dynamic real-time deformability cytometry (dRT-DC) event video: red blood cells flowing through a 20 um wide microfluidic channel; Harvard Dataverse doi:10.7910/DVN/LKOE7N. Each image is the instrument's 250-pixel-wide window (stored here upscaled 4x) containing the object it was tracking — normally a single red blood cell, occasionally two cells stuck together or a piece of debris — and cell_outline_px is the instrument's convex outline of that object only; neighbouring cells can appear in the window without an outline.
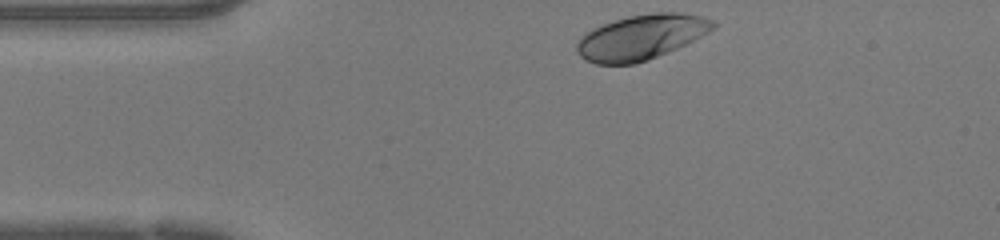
{"species": "human", "species_latin": "Homo sapiens", "temperature_condition": "warm", "stored_images_in_passage": 32, "camera_frame_rate_fps": 3000, "um_per_image_px": 0.085, "donor": {"sex": "female"}, "frame": {"image": 1, "passage_image": 1, "time_ms": 0.0, "image_size_px": [1000, 240], "cell_outline_px": [[716, 24], [708, 32], [676, 48], [648, 60], [636, 64], [596, 64], [580, 56], [576, 52], [576, 44], [580, 36], [592, 28], [628, 16], [652, 12], [680, 12], [700, 16], [716, 20]], "centroid_in_image_um": [54.47, 3.15], "position_along_channel_um": 30.5, "area_um2": 35.55}}
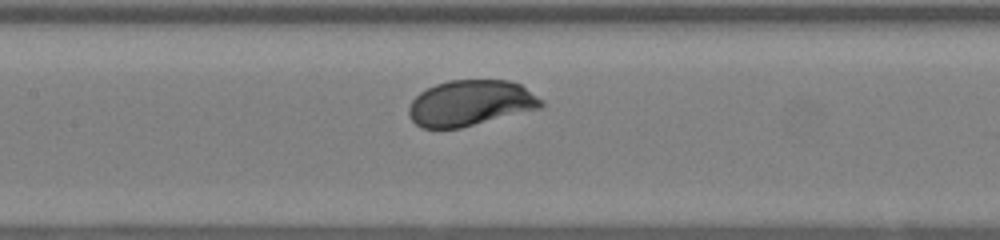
{"frame": {"image": 2, "passage_image": 14, "time_ms": 4.333, "image_size_px": [1000, 240], "cell_outline_px": [[544, 104], [540, 108], [460, 128], [420, 128], [412, 120], [408, 112], [408, 108], [412, 100], [420, 92], [436, 84], [448, 80], [508, 80], [520, 84], [544, 100]], "centroid_in_image_um": [39.99, 8.76], "position_along_channel_um": 167.4, "area_um2": 35.2}}
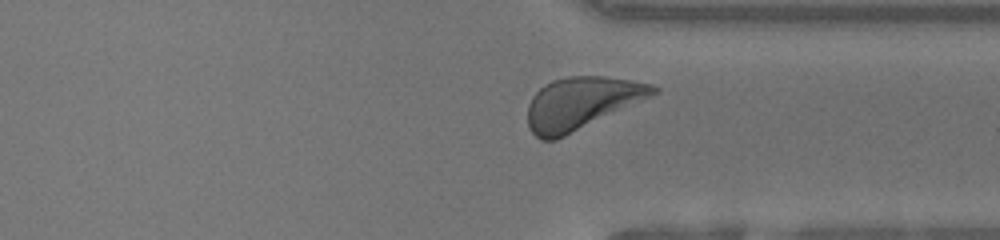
{"frame": {"image": 3, "passage_image": 28, "time_ms": 9.0, "image_size_px": [1000, 240], "cell_outline_px": [[660, 92], [556, 140], [540, 140], [532, 132], [528, 124], [528, 104], [532, 96], [544, 84], [552, 80], [568, 76], [604, 76], [652, 84], [660, 88]], "centroid_in_image_um": [49.4, 8.76], "position_along_channel_um": 362.0, "area_um2": 37.97}, "authors_computed_cell_mechanics": {"area_um2": 35.2291, "velocity_mm_per_s": 4.188, "shape_relaxation_time_tau1_ms": 1.075, "shape_relaxation_time_tau2_ms": null, "deformation_change_tau1": 0.1279, "deformation_change_tau2": null}}